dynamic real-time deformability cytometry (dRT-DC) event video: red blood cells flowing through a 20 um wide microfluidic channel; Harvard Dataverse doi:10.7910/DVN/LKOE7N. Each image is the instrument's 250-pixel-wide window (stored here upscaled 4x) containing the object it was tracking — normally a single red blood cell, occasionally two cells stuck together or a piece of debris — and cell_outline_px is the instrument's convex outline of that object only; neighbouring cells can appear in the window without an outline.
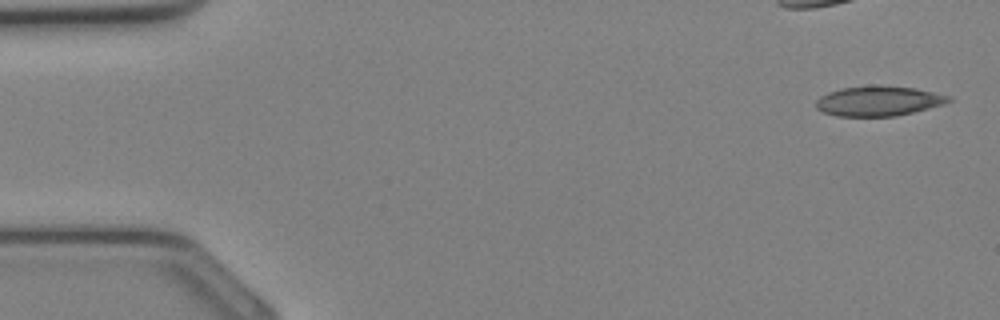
{"species": "Egyptian fruit bat (a non-hibernating species)", "species_latin": "Rousettus aegyptiacus", "temperature_condition": "cold", "stored_images_in_passage": 22, "camera_frame_rate_fps": 3000, "um_per_image_px": 0.085, "animal": {"sex": "female"}, "frame": {"image": 1, "passage_image": 1, "time_ms": 0.0, "image_size_px": [1000, 320], "cell_outline_px": [[952, 100], [944, 104], [896, 116], [836, 116], [824, 112], [816, 108], [816, 100], [820, 96], [828, 92], [840, 88], [872, 84], [880, 84], [916, 88], [952, 96]], "centroid_in_image_um": [74.67, 8.56], "position_along_channel_um": 10.3, "area_um2": 23.47}}